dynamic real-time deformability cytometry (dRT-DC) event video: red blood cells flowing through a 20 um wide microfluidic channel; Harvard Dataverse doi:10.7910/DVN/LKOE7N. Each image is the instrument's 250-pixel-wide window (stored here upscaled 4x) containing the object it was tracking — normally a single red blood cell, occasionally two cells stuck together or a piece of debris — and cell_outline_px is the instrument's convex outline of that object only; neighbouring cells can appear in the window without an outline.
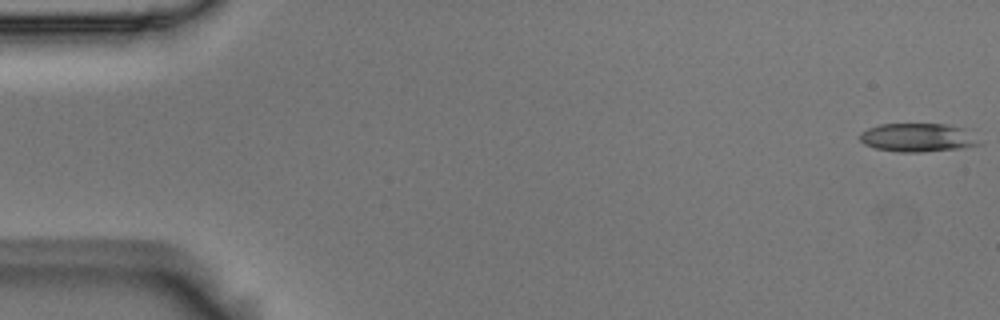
{"species": "Egyptian fruit bat (a non-hibernating species)", "species_latin": "Rousettus aegyptiacus", "temperature_condition": "room temperature", "stored_images_in_passage": 54, "camera_frame_rate_fps": 3000, "um_per_image_px": 0.085, "animal": {"sex": "male"}, "frame": {"image": 1, "passage_image": 1, "time_ms": 0.0, "image_size_px": [1000, 320], "cell_outline_px": [[980, 144], [960, 148], [920, 152], [896, 152], [876, 148], [864, 144], [860, 140], [860, 132], [868, 128], [880, 124], [944, 124], [964, 128]], "centroid_in_image_um": [77.92, 11.69], "position_along_channel_um": 7.1, "area_um2": 19.54}}
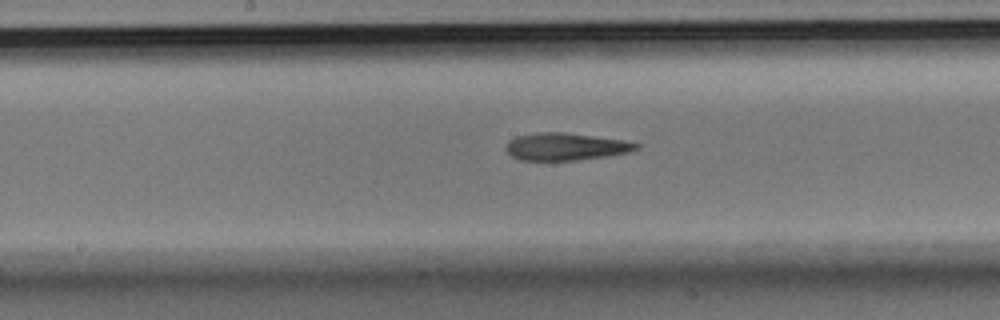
{"frame": {"image": 2, "passage_image": 28, "time_ms": 9.0, "image_size_px": [1000, 320], "cell_outline_px": [[640, 148], [628, 152], [608, 156], [576, 160], [520, 160], [512, 156], [504, 148], [508, 140], [516, 136], [536, 132], [564, 132], [624, 140], [640, 144]], "centroid_in_image_um": [48.06, 12.46], "position_along_channel_um": 200.1, "area_um2": 20.87}}
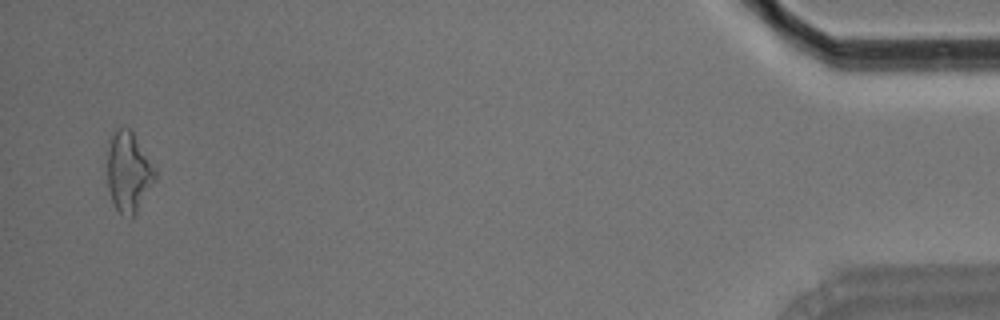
{"frame": {"image": 3, "passage_image": 53, "time_ms": 17.333, "image_size_px": [1000, 320], "cell_outline_px": [[156, 180], [136, 212], [132, 216], [120, 212], [116, 208], [112, 200], [108, 188], [108, 152], [112, 132], [116, 128], [128, 128], [132, 132], [156, 168]], "centroid_in_image_um": [10.94, 14.59], "position_along_channel_um": 424.3, "area_um2": 21.91}, "authors_computed_cell_mechanics": {"area_um2": 20.9814, "velocity_mm_per_s": 3.707, "shape_relaxation_time_tau1_ms": 6.753, "shape_relaxation_time_tau2_ms": 3.6559, "deformation_change_tau1": 0.1924, "deformation_change_tau2": 0.1443}}